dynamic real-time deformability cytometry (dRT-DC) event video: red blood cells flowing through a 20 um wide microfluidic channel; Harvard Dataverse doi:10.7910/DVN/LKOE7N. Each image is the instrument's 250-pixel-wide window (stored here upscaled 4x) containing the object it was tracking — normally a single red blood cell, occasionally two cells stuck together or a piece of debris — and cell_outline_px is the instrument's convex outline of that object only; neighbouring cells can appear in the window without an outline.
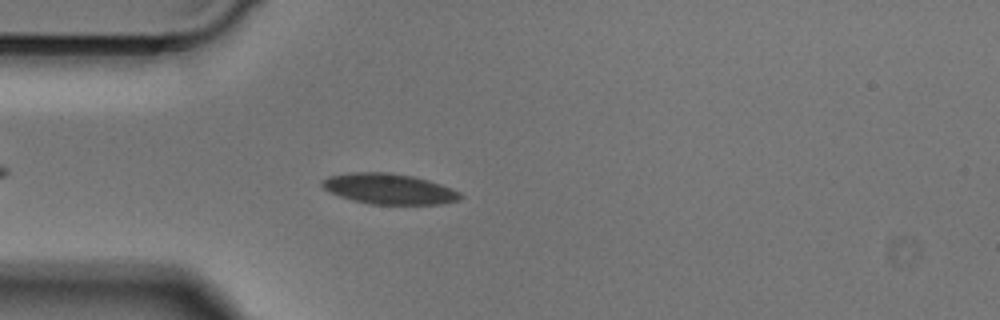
{"species": "Egyptian fruit bat (a non-hibernating species)", "species_latin": "Rousettus aegyptiacus", "temperature_condition": "cold", "stored_images_in_passage": 41, "camera_frame_rate_fps": 3000, "um_per_image_px": 0.085, "animal": {"sex": "male"}, "frame": {"image": 1, "passage_image": 5, "time_ms": 1.333, "image_size_px": [1000, 320], "cell_outline_px": [[464, 196], [460, 200], [440, 204], [368, 204], [352, 200], [340, 196], [324, 188], [320, 184], [320, 180], [328, 176], [352, 172], [388, 172], [412, 176], [428, 180], [440, 184], [460, 192]], "centroid_in_image_um": [33.06, 16.05], "position_along_channel_um": 51.9, "area_um2": 24.62}}
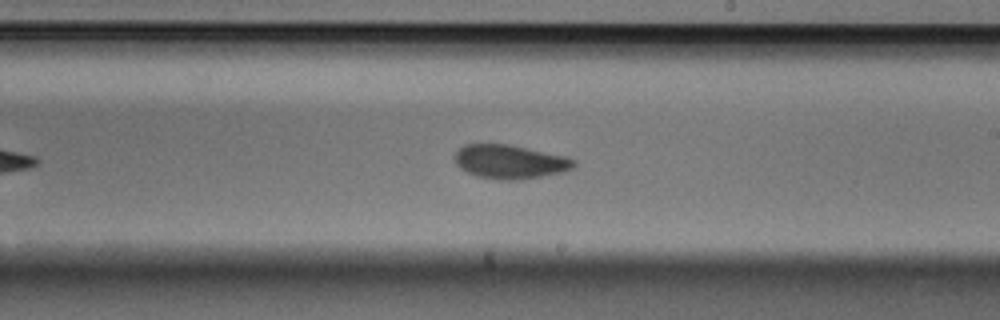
{"frame": {"image": 2, "passage_image": 20, "time_ms": 6.333, "image_size_px": [1000, 320], "cell_outline_px": [[576, 164], [572, 168], [560, 172], [520, 180], [500, 180], [476, 176], [460, 168], [456, 164], [456, 152], [464, 144], [508, 144], [568, 156], [576, 160]], "centroid_in_image_um": [43.36, 13.74], "position_along_channel_um": 245.6, "area_um2": 23.47}}
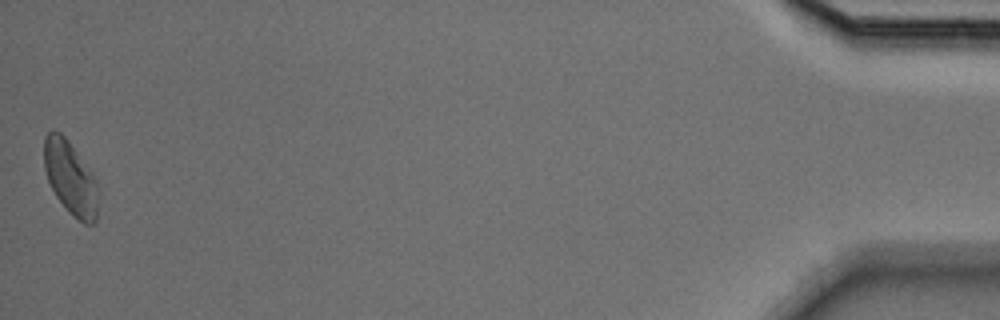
{"frame": {"image": 3, "passage_image": 41, "time_ms": 13.333, "image_size_px": [1000, 320], "cell_outline_px": [[100, 192], [96, 220], [92, 224], [84, 224], [68, 212], [56, 196], [48, 180], [44, 168], [44, 136], [52, 128], [60, 132], [68, 140], [92, 172], [100, 188]], "centroid_in_image_um": [6.02, 15.13], "position_along_channel_um": 429.2, "area_um2": 23.64}}